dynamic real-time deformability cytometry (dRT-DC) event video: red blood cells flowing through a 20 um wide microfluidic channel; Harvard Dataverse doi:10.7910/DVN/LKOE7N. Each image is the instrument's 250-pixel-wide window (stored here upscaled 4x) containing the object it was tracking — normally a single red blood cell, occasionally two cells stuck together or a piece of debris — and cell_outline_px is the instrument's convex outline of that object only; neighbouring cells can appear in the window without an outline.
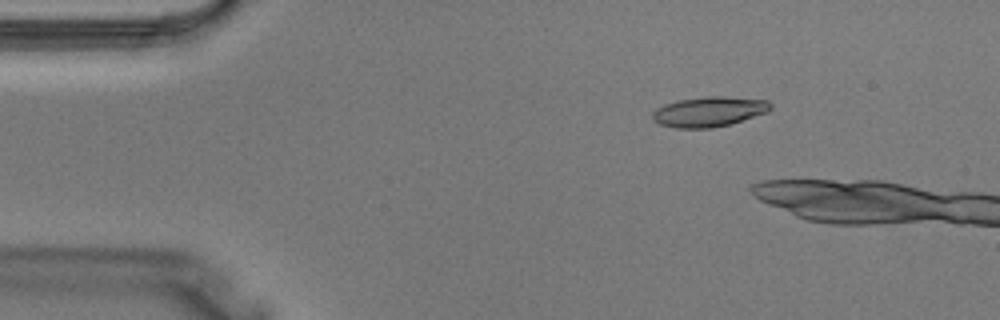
{"species": "Egyptian fruit bat (a non-hibernating species)", "species_latin": "Rousettus aegyptiacus", "temperature_condition": "warm", "stored_images_in_passage": 5, "camera_frame_rate_fps": 3000, "um_per_image_px": 0.085, "animal": {"sex": "male"}, "frame": {"image": 1, "passage_image": 2, "time_ms": 0.333, "image_size_px": [1000, 320], "cell_outline_px": [[772, 108], [768, 112], [728, 124], [712, 128], [676, 128], [660, 124], [652, 120], [652, 112], [656, 108], [664, 104], [676, 100], [704, 96], [724, 96], [768, 100], [772, 104]], "centroid_in_image_um": [60.24, 9.48], "position_along_channel_um": 24.8, "area_um2": 20.81}}